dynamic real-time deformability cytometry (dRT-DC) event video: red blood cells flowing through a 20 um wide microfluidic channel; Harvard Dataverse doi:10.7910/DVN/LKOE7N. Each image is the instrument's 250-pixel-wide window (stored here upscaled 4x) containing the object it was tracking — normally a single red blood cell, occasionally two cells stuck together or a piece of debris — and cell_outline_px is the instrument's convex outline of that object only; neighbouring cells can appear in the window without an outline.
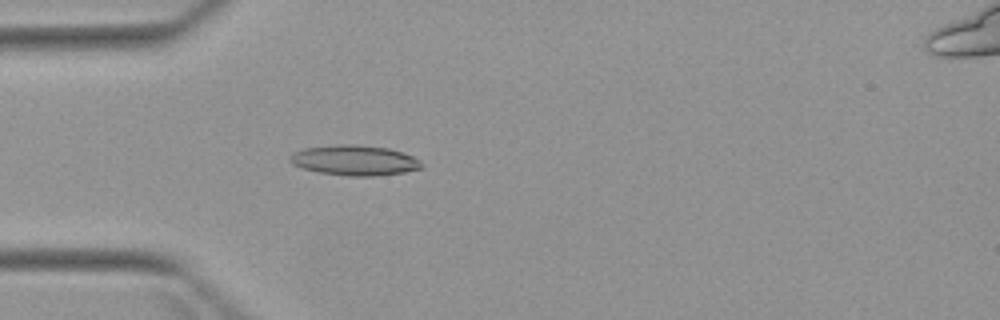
{"species": "Egyptian fruit bat (a non-hibernating species)", "species_latin": "Rousettus aegyptiacus", "temperature_condition": "warm", "stored_images_in_passage": 3, "camera_frame_rate_fps": 3000, "um_per_image_px": 0.085, "animal": {"sex": "female"}, "frame": {"image": 1, "passage_image": 3, "time_ms": 3.333, "image_size_px": [1000, 320], "cell_outline_px": [[424, 168], [404, 172], [376, 176], [348, 176], [320, 172], [304, 168], [292, 164], [288, 160], [288, 156], [292, 152], [304, 148], [340, 144], [352, 144], [388, 148], [412, 156], [420, 160], [424, 164]], "centroid_in_image_um": [30.13, 13.63], "position_along_channel_um": 54.9, "area_um2": 23.24}}